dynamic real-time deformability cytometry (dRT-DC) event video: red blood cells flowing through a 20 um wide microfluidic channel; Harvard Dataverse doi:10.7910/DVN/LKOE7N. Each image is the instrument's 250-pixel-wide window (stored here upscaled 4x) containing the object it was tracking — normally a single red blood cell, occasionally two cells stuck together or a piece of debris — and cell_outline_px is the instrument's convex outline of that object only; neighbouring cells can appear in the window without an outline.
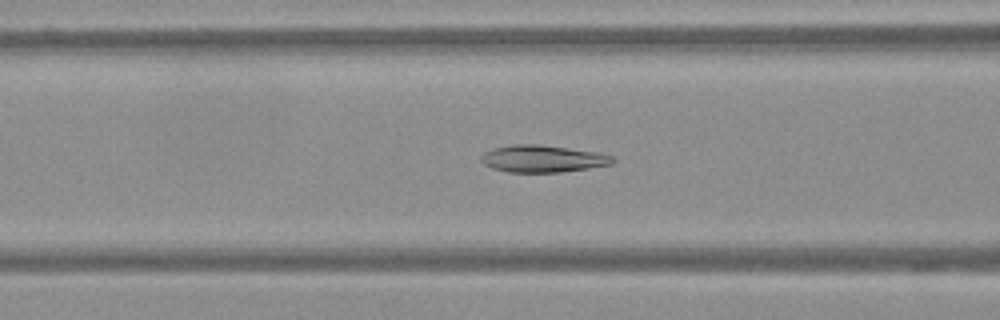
{"species": "Egyptian fruit bat (a non-hibernating species)", "species_latin": "Rousettus aegyptiacus", "temperature_condition": "warm", "stored_images_in_passage": 61, "camera_frame_rate_fps": 3000, "um_per_image_px": 0.085, "frame": {"image": 1, "passage_image": 24, "time_ms": 7.667, "image_size_px": [1000, 320], "cell_outline_px": [[616, 160], [612, 164], [588, 168], [560, 172], [508, 172], [492, 168], [484, 164], [480, 160], [480, 156], [484, 152], [492, 148], [516, 144], [536, 144], [600, 152], [612, 156]], "centroid_in_image_um": [46.12, 13.49], "position_along_channel_um": 120.5, "area_um2": 20.81}}
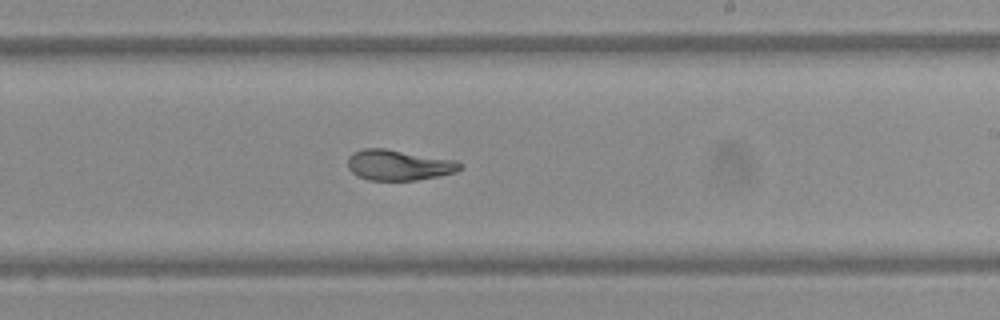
{"frame": {"image": 2, "passage_image": 36, "time_ms": 11.667, "image_size_px": [1000, 320], "cell_outline_px": [[464, 164], [456, 172], [440, 176], [416, 180], [368, 180], [356, 176], [348, 168], [348, 156], [352, 152], [364, 148], [384, 148], [456, 160]], "centroid_in_image_um": [33.88, 14.03], "position_along_channel_um": 255.1, "area_um2": 20.17}}
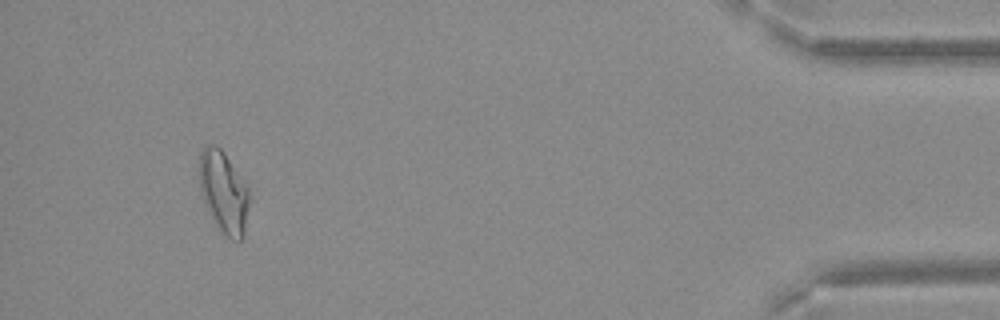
{"frame": {"image": 3, "passage_image": 56, "time_ms": 18.333, "image_size_px": [1000, 320], "cell_outline_px": [[252, 196], [244, 236], [240, 240], [232, 240], [216, 228], [200, 192], [200, 152], [208, 144], [212, 144], [220, 148], [224, 152], [248, 188]], "centroid_in_image_um": [19.05, 16.38], "position_along_channel_um": 416.2, "area_um2": 24.04}}